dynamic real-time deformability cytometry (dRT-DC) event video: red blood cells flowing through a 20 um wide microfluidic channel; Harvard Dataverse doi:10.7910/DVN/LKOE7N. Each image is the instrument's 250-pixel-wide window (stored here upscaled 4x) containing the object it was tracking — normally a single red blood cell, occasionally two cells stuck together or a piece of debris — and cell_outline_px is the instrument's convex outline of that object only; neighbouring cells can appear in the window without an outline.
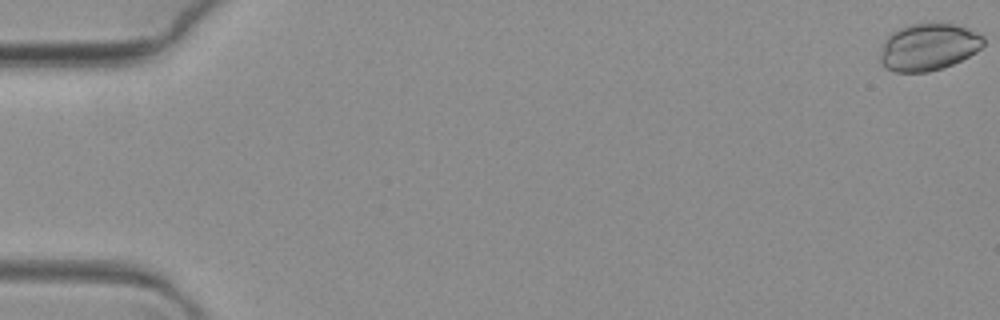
{"species": "common noctule bat (a hibernating species)", "species_latin": "Nyctalus noctula", "temperature_condition": "warm", "stored_images_in_passage": 11, "camera_frame_rate_fps": 3000, "um_per_image_px": 0.085, "animal": {"sex": "female", "body_mass_g": 19.3, "forearm_length_mm": 54.1}, "frame": {"image": 1, "passage_image": 1, "time_ms": 0.0, "image_size_px": [1000, 320], "cell_outline_px": [[984, 44], [976, 52], [952, 64], [928, 72], [896, 72], [884, 68], [880, 64], [880, 52], [884, 40], [892, 32], [908, 24], [956, 24], [980, 32], [984, 36]], "centroid_in_image_um": [78.91, 3.99], "position_along_channel_um": 6.1, "area_um2": 28.44}}